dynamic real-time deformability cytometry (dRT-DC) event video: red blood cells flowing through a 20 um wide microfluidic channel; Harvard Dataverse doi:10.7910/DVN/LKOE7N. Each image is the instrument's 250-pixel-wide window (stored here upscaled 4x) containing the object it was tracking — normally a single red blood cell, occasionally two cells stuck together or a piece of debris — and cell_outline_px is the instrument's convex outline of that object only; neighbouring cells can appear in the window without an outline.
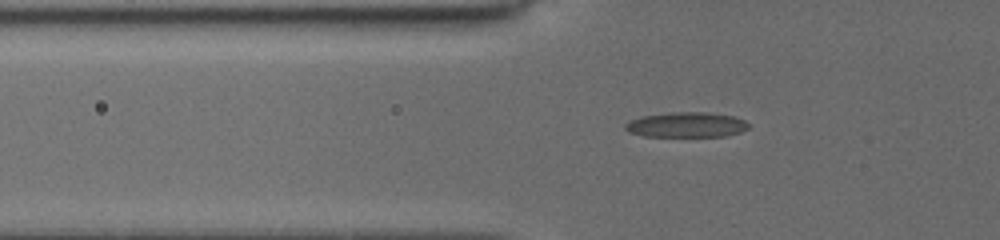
{"species": "common noctule bat (a hibernating species)", "species_latin": "Nyctalus noctula", "temperature_condition": "cold", "stored_images_in_passage": 33, "camera_frame_rate_fps": 3000, "um_per_image_px": 0.085, "animal": {"sex": "female", "body_mass_g": 19.5, "forearm_length_mm": 54.1}, "frame": {"image": 1, "passage_image": 2, "time_ms": 0.333, "image_size_px": [1000, 240], "cell_outline_px": [[752, 124], [748, 128], [740, 132], [724, 136], [644, 136], [628, 132], [624, 128], [624, 124], [628, 120], [640, 116], [672, 112], [708, 112], [736, 116]], "centroid_in_image_um": [58.34, 10.59], "position_along_channel_um": 67.5, "area_um2": 18.32}}
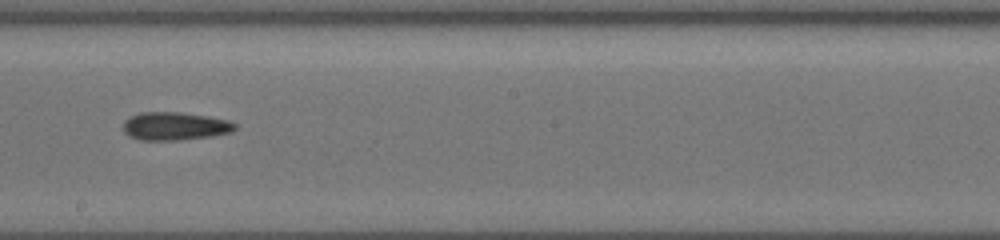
{"frame": {"image": 2, "passage_image": 18, "time_ms": 4.667, "image_size_px": [1000, 240], "cell_outline_px": [[236, 128], [232, 132], [212, 136], [180, 140], [140, 140], [128, 136], [124, 132], [124, 120], [128, 116], [140, 112], [180, 112], [208, 116], [228, 120], [236, 124]], "centroid_in_image_um": [14.84, 10.72], "position_along_channel_um": 233.4, "area_um2": 18.5}}
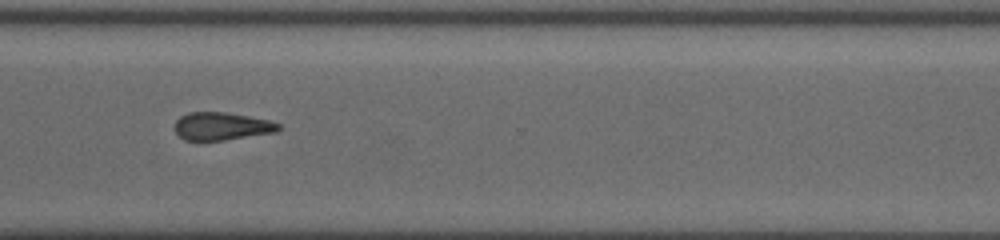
{"frame": {"image": 3, "passage_image": 32, "time_ms": 7.667, "image_size_px": [1000, 240], "cell_outline_px": [[280, 128], [276, 132], [224, 140], [184, 140], [176, 132], [176, 120], [180, 116], [188, 112], [224, 112], [248, 116], [268, 120], [280, 124]], "centroid_in_image_um": [18.84, 10.72], "position_along_channel_um": 351.8, "area_um2": 16.65}}